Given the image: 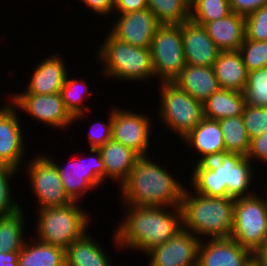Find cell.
<instances>
[{
    "mask_svg": "<svg viewBox=\"0 0 267 266\" xmlns=\"http://www.w3.org/2000/svg\"><path fill=\"white\" fill-rule=\"evenodd\" d=\"M113 235L115 246L147 253L183 229L180 207L127 206ZM168 208V209H167ZM171 210V211H169ZM128 211V212H127Z\"/></svg>",
    "mask_w": 267,
    "mask_h": 266,
    "instance_id": "6da1fadb",
    "label": "cell"
},
{
    "mask_svg": "<svg viewBox=\"0 0 267 266\" xmlns=\"http://www.w3.org/2000/svg\"><path fill=\"white\" fill-rule=\"evenodd\" d=\"M251 163L244 155L230 152L195 163L190 177L191 187L194 192L206 197L238 198L253 195L250 192L254 180Z\"/></svg>",
    "mask_w": 267,
    "mask_h": 266,
    "instance_id": "7a4b0ae2",
    "label": "cell"
},
{
    "mask_svg": "<svg viewBox=\"0 0 267 266\" xmlns=\"http://www.w3.org/2000/svg\"><path fill=\"white\" fill-rule=\"evenodd\" d=\"M150 159L140 156L120 186L126 206L180 207L186 185Z\"/></svg>",
    "mask_w": 267,
    "mask_h": 266,
    "instance_id": "3957f363",
    "label": "cell"
},
{
    "mask_svg": "<svg viewBox=\"0 0 267 266\" xmlns=\"http://www.w3.org/2000/svg\"><path fill=\"white\" fill-rule=\"evenodd\" d=\"M233 197H206L184 188L181 200L183 229L203 240L230 238L234 224Z\"/></svg>",
    "mask_w": 267,
    "mask_h": 266,
    "instance_id": "277c9868",
    "label": "cell"
},
{
    "mask_svg": "<svg viewBox=\"0 0 267 266\" xmlns=\"http://www.w3.org/2000/svg\"><path fill=\"white\" fill-rule=\"evenodd\" d=\"M98 48V61H102L103 65L101 76L133 83L154 79L150 48H139L125 43L109 32Z\"/></svg>",
    "mask_w": 267,
    "mask_h": 266,
    "instance_id": "5b68a950",
    "label": "cell"
},
{
    "mask_svg": "<svg viewBox=\"0 0 267 266\" xmlns=\"http://www.w3.org/2000/svg\"><path fill=\"white\" fill-rule=\"evenodd\" d=\"M79 205V202H71L65 206L38 209L35 238L66 250L74 240L89 231L91 216Z\"/></svg>",
    "mask_w": 267,
    "mask_h": 266,
    "instance_id": "8992f818",
    "label": "cell"
},
{
    "mask_svg": "<svg viewBox=\"0 0 267 266\" xmlns=\"http://www.w3.org/2000/svg\"><path fill=\"white\" fill-rule=\"evenodd\" d=\"M159 119L182 140L203 118V104L174 82H161Z\"/></svg>",
    "mask_w": 267,
    "mask_h": 266,
    "instance_id": "52a82bcc",
    "label": "cell"
},
{
    "mask_svg": "<svg viewBox=\"0 0 267 266\" xmlns=\"http://www.w3.org/2000/svg\"><path fill=\"white\" fill-rule=\"evenodd\" d=\"M254 254L267 241V199L253 195L235 198L230 236Z\"/></svg>",
    "mask_w": 267,
    "mask_h": 266,
    "instance_id": "ba28073f",
    "label": "cell"
},
{
    "mask_svg": "<svg viewBox=\"0 0 267 266\" xmlns=\"http://www.w3.org/2000/svg\"><path fill=\"white\" fill-rule=\"evenodd\" d=\"M154 76L173 82L186 66L181 24H160L150 46Z\"/></svg>",
    "mask_w": 267,
    "mask_h": 266,
    "instance_id": "9c48e42d",
    "label": "cell"
},
{
    "mask_svg": "<svg viewBox=\"0 0 267 266\" xmlns=\"http://www.w3.org/2000/svg\"><path fill=\"white\" fill-rule=\"evenodd\" d=\"M25 167L39 209L65 206L73 202L68 197L58 169L49 156L38 153Z\"/></svg>",
    "mask_w": 267,
    "mask_h": 266,
    "instance_id": "30bf717a",
    "label": "cell"
},
{
    "mask_svg": "<svg viewBox=\"0 0 267 266\" xmlns=\"http://www.w3.org/2000/svg\"><path fill=\"white\" fill-rule=\"evenodd\" d=\"M90 152L95 156L90 155L87 159L82 158L83 160H72L66 166H59L60 164L54 162L64 189L73 202L80 203L82 195L85 196L86 192L105 183V167L101 153L99 149H90Z\"/></svg>",
    "mask_w": 267,
    "mask_h": 266,
    "instance_id": "8fae6325",
    "label": "cell"
},
{
    "mask_svg": "<svg viewBox=\"0 0 267 266\" xmlns=\"http://www.w3.org/2000/svg\"><path fill=\"white\" fill-rule=\"evenodd\" d=\"M10 102L21 112L29 114L52 128L65 129L74 124V118L67 111L61 93L55 94H13Z\"/></svg>",
    "mask_w": 267,
    "mask_h": 266,
    "instance_id": "7c38bea8",
    "label": "cell"
},
{
    "mask_svg": "<svg viewBox=\"0 0 267 266\" xmlns=\"http://www.w3.org/2000/svg\"><path fill=\"white\" fill-rule=\"evenodd\" d=\"M152 119L147 115L113 108L112 139L136 152L139 156L149 155L152 135Z\"/></svg>",
    "mask_w": 267,
    "mask_h": 266,
    "instance_id": "4fadbf2b",
    "label": "cell"
},
{
    "mask_svg": "<svg viewBox=\"0 0 267 266\" xmlns=\"http://www.w3.org/2000/svg\"><path fill=\"white\" fill-rule=\"evenodd\" d=\"M200 242L190 231L182 229L146 253L150 258L148 266H197Z\"/></svg>",
    "mask_w": 267,
    "mask_h": 266,
    "instance_id": "5bb4252c",
    "label": "cell"
},
{
    "mask_svg": "<svg viewBox=\"0 0 267 266\" xmlns=\"http://www.w3.org/2000/svg\"><path fill=\"white\" fill-rule=\"evenodd\" d=\"M0 107V165L13 166L21 171L27 148L19 114L10 101Z\"/></svg>",
    "mask_w": 267,
    "mask_h": 266,
    "instance_id": "9a60e30c",
    "label": "cell"
},
{
    "mask_svg": "<svg viewBox=\"0 0 267 266\" xmlns=\"http://www.w3.org/2000/svg\"><path fill=\"white\" fill-rule=\"evenodd\" d=\"M119 15L109 33L120 41L139 48H150L153 35L160 25L149 8Z\"/></svg>",
    "mask_w": 267,
    "mask_h": 266,
    "instance_id": "2e32d148",
    "label": "cell"
},
{
    "mask_svg": "<svg viewBox=\"0 0 267 266\" xmlns=\"http://www.w3.org/2000/svg\"><path fill=\"white\" fill-rule=\"evenodd\" d=\"M181 33L186 64L212 67L221 51L205 27L188 20L181 24Z\"/></svg>",
    "mask_w": 267,
    "mask_h": 266,
    "instance_id": "e0dca14e",
    "label": "cell"
},
{
    "mask_svg": "<svg viewBox=\"0 0 267 266\" xmlns=\"http://www.w3.org/2000/svg\"><path fill=\"white\" fill-rule=\"evenodd\" d=\"M251 254L231 238L203 239L199 245L197 266H242Z\"/></svg>",
    "mask_w": 267,
    "mask_h": 266,
    "instance_id": "ac0fdd59",
    "label": "cell"
},
{
    "mask_svg": "<svg viewBox=\"0 0 267 266\" xmlns=\"http://www.w3.org/2000/svg\"><path fill=\"white\" fill-rule=\"evenodd\" d=\"M63 57L52 54L34 68L28 86L23 92L15 94H55L60 93L65 83L68 67Z\"/></svg>",
    "mask_w": 267,
    "mask_h": 266,
    "instance_id": "d6986e66",
    "label": "cell"
},
{
    "mask_svg": "<svg viewBox=\"0 0 267 266\" xmlns=\"http://www.w3.org/2000/svg\"><path fill=\"white\" fill-rule=\"evenodd\" d=\"M222 134L219 121L203 118L181 141L201 154L196 161L200 163L226 152Z\"/></svg>",
    "mask_w": 267,
    "mask_h": 266,
    "instance_id": "ffe728a7",
    "label": "cell"
},
{
    "mask_svg": "<svg viewBox=\"0 0 267 266\" xmlns=\"http://www.w3.org/2000/svg\"><path fill=\"white\" fill-rule=\"evenodd\" d=\"M204 27L220 51H239L245 40V16L234 12L225 18L208 22Z\"/></svg>",
    "mask_w": 267,
    "mask_h": 266,
    "instance_id": "44dd1931",
    "label": "cell"
},
{
    "mask_svg": "<svg viewBox=\"0 0 267 266\" xmlns=\"http://www.w3.org/2000/svg\"><path fill=\"white\" fill-rule=\"evenodd\" d=\"M99 151L104 162L105 181L111 178L120 186L127 180L140 157L136 152L113 139L106 142Z\"/></svg>",
    "mask_w": 267,
    "mask_h": 266,
    "instance_id": "7402d4cb",
    "label": "cell"
},
{
    "mask_svg": "<svg viewBox=\"0 0 267 266\" xmlns=\"http://www.w3.org/2000/svg\"><path fill=\"white\" fill-rule=\"evenodd\" d=\"M173 82L202 104L220 89L213 67L207 66L186 64Z\"/></svg>",
    "mask_w": 267,
    "mask_h": 266,
    "instance_id": "603a6c76",
    "label": "cell"
},
{
    "mask_svg": "<svg viewBox=\"0 0 267 266\" xmlns=\"http://www.w3.org/2000/svg\"><path fill=\"white\" fill-rule=\"evenodd\" d=\"M212 67L220 89L243 93L248 70L239 51H221Z\"/></svg>",
    "mask_w": 267,
    "mask_h": 266,
    "instance_id": "cb8c5ba5",
    "label": "cell"
},
{
    "mask_svg": "<svg viewBox=\"0 0 267 266\" xmlns=\"http://www.w3.org/2000/svg\"><path fill=\"white\" fill-rule=\"evenodd\" d=\"M88 231L65 250V266H113L109 256Z\"/></svg>",
    "mask_w": 267,
    "mask_h": 266,
    "instance_id": "d4e9b609",
    "label": "cell"
},
{
    "mask_svg": "<svg viewBox=\"0 0 267 266\" xmlns=\"http://www.w3.org/2000/svg\"><path fill=\"white\" fill-rule=\"evenodd\" d=\"M246 105L244 94L234 90L219 89L203 103V116L206 119L220 120L243 114Z\"/></svg>",
    "mask_w": 267,
    "mask_h": 266,
    "instance_id": "484cf974",
    "label": "cell"
},
{
    "mask_svg": "<svg viewBox=\"0 0 267 266\" xmlns=\"http://www.w3.org/2000/svg\"><path fill=\"white\" fill-rule=\"evenodd\" d=\"M18 266H65V250L34 237L19 251Z\"/></svg>",
    "mask_w": 267,
    "mask_h": 266,
    "instance_id": "4316f807",
    "label": "cell"
},
{
    "mask_svg": "<svg viewBox=\"0 0 267 266\" xmlns=\"http://www.w3.org/2000/svg\"><path fill=\"white\" fill-rule=\"evenodd\" d=\"M24 209L0 218V253L20 251L27 238L24 235L25 219ZM25 222V223H24Z\"/></svg>",
    "mask_w": 267,
    "mask_h": 266,
    "instance_id": "83f0119b",
    "label": "cell"
},
{
    "mask_svg": "<svg viewBox=\"0 0 267 266\" xmlns=\"http://www.w3.org/2000/svg\"><path fill=\"white\" fill-rule=\"evenodd\" d=\"M223 139L225 151L247 156L251 139L244 126L242 115L236 117H227L218 120Z\"/></svg>",
    "mask_w": 267,
    "mask_h": 266,
    "instance_id": "f1b7e54d",
    "label": "cell"
},
{
    "mask_svg": "<svg viewBox=\"0 0 267 266\" xmlns=\"http://www.w3.org/2000/svg\"><path fill=\"white\" fill-rule=\"evenodd\" d=\"M89 85L83 80L77 78L69 79L67 75L65 83L61 88V96L64 105L70 115L74 118V123L78 119H84L88 107L84 104L85 96L88 98L92 92L88 91ZM90 92V94H88ZM88 95V96H87ZM83 117V118H82Z\"/></svg>",
    "mask_w": 267,
    "mask_h": 266,
    "instance_id": "f546056e",
    "label": "cell"
},
{
    "mask_svg": "<svg viewBox=\"0 0 267 266\" xmlns=\"http://www.w3.org/2000/svg\"><path fill=\"white\" fill-rule=\"evenodd\" d=\"M148 8L160 24H182L190 20V0H148Z\"/></svg>",
    "mask_w": 267,
    "mask_h": 266,
    "instance_id": "4dcf8cb0",
    "label": "cell"
},
{
    "mask_svg": "<svg viewBox=\"0 0 267 266\" xmlns=\"http://www.w3.org/2000/svg\"><path fill=\"white\" fill-rule=\"evenodd\" d=\"M231 13L229 0H190V20L202 26Z\"/></svg>",
    "mask_w": 267,
    "mask_h": 266,
    "instance_id": "1f68e13d",
    "label": "cell"
},
{
    "mask_svg": "<svg viewBox=\"0 0 267 266\" xmlns=\"http://www.w3.org/2000/svg\"><path fill=\"white\" fill-rule=\"evenodd\" d=\"M243 94L246 105L267 107V67L248 72Z\"/></svg>",
    "mask_w": 267,
    "mask_h": 266,
    "instance_id": "d6a6232c",
    "label": "cell"
},
{
    "mask_svg": "<svg viewBox=\"0 0 267 266\" xmlns=\"http://www.w3.org/2000/svg\"><path fill=\"white\" fill-rule=\"evenodd\" d=\"M19 170L13 166L0 165V218L9 216L22 207L17 201L12 200L11 179L19 173ZM11 189V190H10Z\"/></svg>",
    "mask_w": 267,
    "mask_h": 266,
    "instance_id": "836d02e7",
    "label": "cell"
},
{
    "mask_svg": "<svg viewBox=\"0 0 267 266\" xmlns=\"http://www.w3.org/2000/svg\"><path fill=\"white\" fill-rule=\"evenodd\" d=\"M239 52L248 72L267 67V41L245 38Z\"/></svg>",
    "mask_w": 267,
    "mask_h": 266,
    "instance_id": "e575fe53",
    "label": "cell"
},
{
    "mask_svg": "<svg viewBox=\"0 0 267 266\" xmlns=\"http://www.w3.org/2000/svg\"><path fill=\"white\" fill-rule=\"evenodd\" d=\"M242 118L250 139L267 131V107L245 105Z\"/></svg>",
    "mask_w": 267,
    "mask_h": 266,
    "instance_id": "d590c367",
    "label": "cell"
},
{
    "mask_svg": "<svg viewBox=\"0 0 267 266\" xmlns=\"http://www.w3.org/2000/svg\"><path fill=\"white\" fill-rule=\"evenodd\" d=\"M245 38L267 41V5L245 17Z\"/></svg>",
    "mask_w": 267,
    "mask_h": 266,
    "instance_id": "8d00e7d4",
    "label": "cell"
},
{
    "mask_svg": "<svg viewBox=\"0 0 267 266\" xmlns=\"http://www.w3.org/2000/svg\"><path fill=\"white\" fill-rule=\"evenodd\" d=\"M109 115L107 123L98 121L90 125L91 127L88 133V146L90 149H99L112 139L113 108L110 109Z\"/></svg>",
    "mask_w": 267,
    "mask_h": 266,
    "instance_id": "74e56055",
    "label": "cell"
},
{
    "mask_svg": "<svg viewBox=\"0 0 267 266\" xmlns=\"http://www.w3.org/2000/svg\"><path fill=\"white\" fill-rule=\"evenodd\" d=\"M246 157L252 163L254 162L253 159L267 163V131L251 139L250 149Z\"/></svg>",
    "mask_w": 267,
    "mask_h": 266,
    "instance_id": "f35d334b",
    "label": "cell"
},
{
    "mask_svg": "<svg viewBox=\"0 0 267 266\" xmlns=\"http://www.w3.org/2000/svg\"><path fill=\"white\" fill-rule=\"evenodd\" d=\"M229 3L232 12L246 17L267 5V0H229Z\"/></svg>",
    "mask_w": 267,
    "mask_h": 266,
    "instance_id": "ab89813d",
    "label": "cell"
},
{
    "mask_svg": "<svg viewBox=\"0 0 267 266\" xmlns=\"http://www.w3.org/2000/svg\"><path fill=\"white\" fill-rule=\"evenodd\" d=\"M145 8H148V0H114L113 13H131Z\"/></svg>",
    "mask_w": 267,
    "mask_h": 266,
    "instance_id": "60d3db41",
    "label": "cell"
},
{
    "mask_svg": "<svg viewBox=\"0 0 267 266\" xmlns=\"http://www.w3.org/2000/svg\"><path fill=\"white\" fill-rule=\"evenodd\" d=\"M90 10H93L98 15L109 16L113 14L114 0H80Z\"/></svg>",
    "mask_w": 267,
    "mask_h": 266,
    "instance_id": "b9f144b4",
    "label": "cell"
},
{
    "mask_svg": "<svg viewBox=\"0 0 267 266\" xmlns=\"http://www.w3.org/2000/svg\"><path fill=\"white\" fill-rule=\"evenodd\" d=\"M19 251L0 253V266H18Z\"/></svg>",
    "mask_w": 267,
    "mask_h": 266,
    "instance_id": "7bdbcfd3",
    "label": "cell"
},
{
    "mask_svg": "<svg viewBox=\"0 0 267 266\" xmlns=\"http://www.w3.org/2000/svg\"><path fill=\"white\" fill-rule=\"evenodd\" d=\"M262 266H267V241L254 253Z\"/></svg>",
    "mask_w": 267,
    "mask_h": 266,
    "instance_id": "ee69618b",
    "label": "cell"
},
{
    "mask_svg": "<svg viewBox=\"0 0 267 266\" xmlns=\"http://www.w3.org/2000/svg\"><path fill=\"white\" fill-rule=\"evenodd\" d=\"M242 266H262V264L254 254H251L242 264Z\"/></svg>",
    "mask_w": 267,
    "mask_h": 266,
    "instance_id": "f6af8a7d",
    "label": "cell"
}]
</instances>
